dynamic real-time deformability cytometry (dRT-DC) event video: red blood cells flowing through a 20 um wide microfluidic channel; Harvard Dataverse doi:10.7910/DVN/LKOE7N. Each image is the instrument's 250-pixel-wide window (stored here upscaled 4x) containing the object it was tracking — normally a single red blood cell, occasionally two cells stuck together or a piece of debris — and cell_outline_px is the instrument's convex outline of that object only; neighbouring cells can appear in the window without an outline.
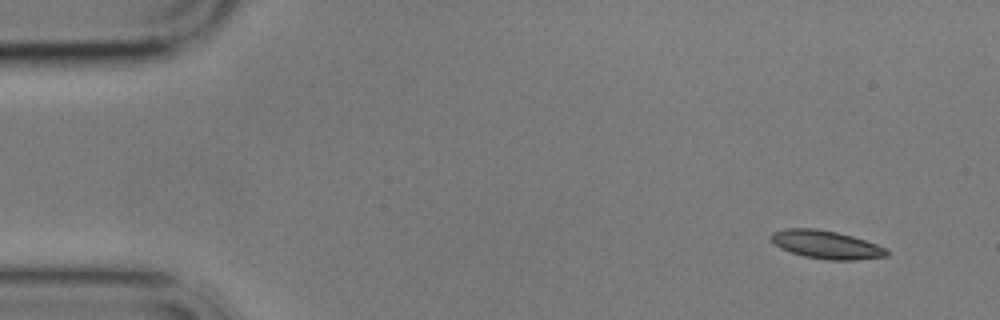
{"species": "common noctule bat (a hibernating species)", "species_latin": "Nyctalus noctula", "temperature_condition": "cold", "stored_images_in_passage": 10, "camera_frame_rate_fps": 3000, "um_per_image_px": 0.085, "animal": {"sex": "male", "body_mass_g": 17.9}, "frame": {"image": 1, "passage_image": 1, "time_ms": 0.0, "image_size_px": [1000, 320], "cell_outline_px": [[888, 256], [856, 260], [828, 260], [804, 256], [780, 248], [768, 236], [772, 232], [784, 228], [816, 228], [836, 232], [852, 236], [888, 248]], "centroid_in_image_um": [70.23, 20.79], "position_along_channel_um": 14.8, "area_um2": 19.02}}
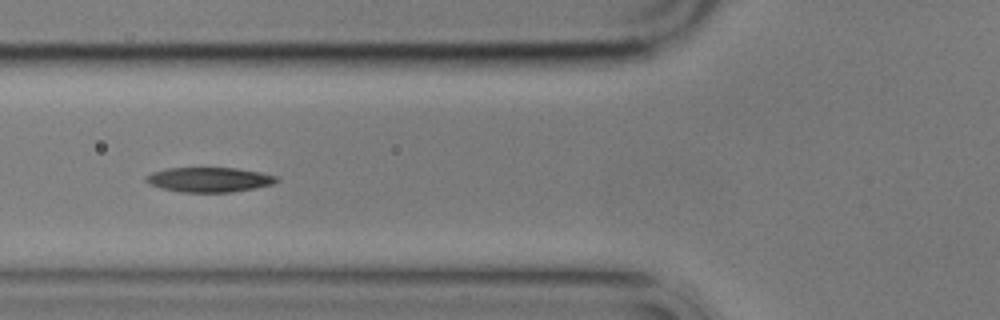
{"frame": {"image": 2, "passage_image": 6, "time_ms": 5.667, "image_size_px": [1000, 320], "cell_outline_px": [[280, 180], [272, 184], [232, 192], [180, 192], [160, 188], [148, 184], [144, 180], [144, 176], [152, 172], [168, 168], [236, 168], [260, 172], [276, 176]], "centroid_in_image_um": [17.72, 15.27], "position_along_channel_um": 108.1, "area_um2": 18.84}}
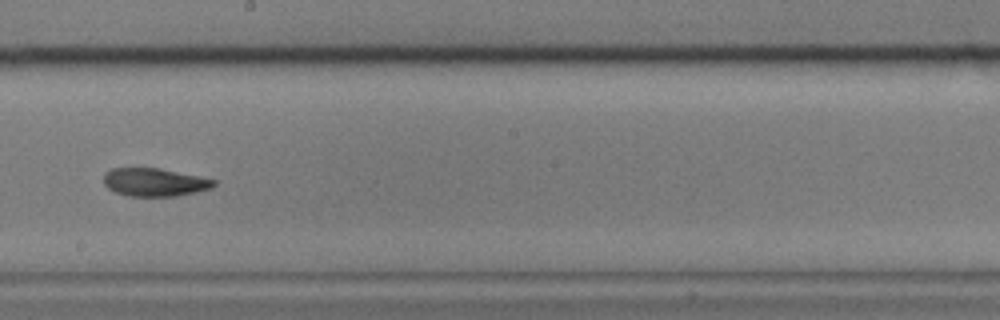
{"frame": {"image": 3, "passage_image": 9, "time_ms": 9.333, "image_size_px": [1000, 320], "cell_outline_px": [[216, 184], [212, 188], [196, 192], [176, 196], [128, 196], [116, 192], [108, 188], [104, 184], [104, 172], [112, 168], [160, 168], [216, 180]], "centroid_in_image_um": [13.13, 15.49], "position_along_channel_um": 235.1, "area_um2": 18.03}}